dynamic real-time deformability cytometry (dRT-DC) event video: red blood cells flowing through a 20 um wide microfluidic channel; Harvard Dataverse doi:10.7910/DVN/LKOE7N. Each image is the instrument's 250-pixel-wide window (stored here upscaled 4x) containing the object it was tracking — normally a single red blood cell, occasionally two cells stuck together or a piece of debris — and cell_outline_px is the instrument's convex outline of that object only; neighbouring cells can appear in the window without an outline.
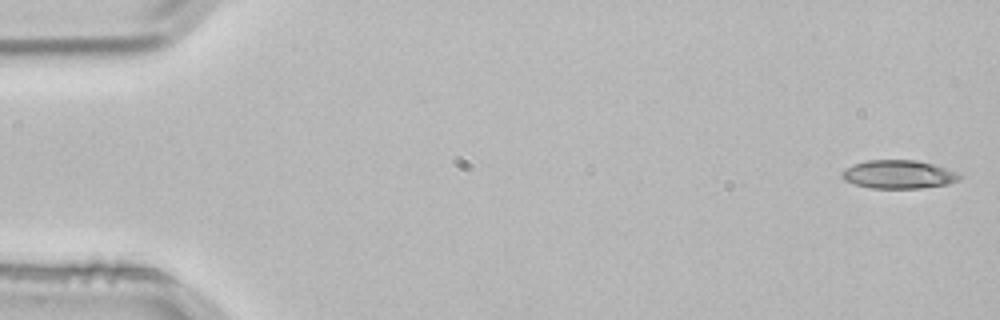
{"species": "common noctule bat (a hibernating species)", "species_latin": "Nyctalus noctula", "temperature_condition": "room temperature", "stored_images_in_passage": 4, "camera_frame_rate_fps": 3000, "um_per_image_px": 0.085, "animal": {"sex": "male", "body_mass_g": 21.5, "forearm_length_mm": 52.0}, "frame": {"image": 1, "passage_image": 1, "time_ms": 0.0, "image_size_px": [1000, 320], "cell_outline_px": [[960, 176], [956, 180], [948, 184], [920, 188], [868, 188], [844, 180], [840, 176], [840, 172], [844, 168], [852, 164], [868, 160], [916, 160], [932, 164], [956, 172]], "centroid_in_image_um": [76.28, 14.82], "position_along_channel_um": 8.7, "area_um2": 19.36}}